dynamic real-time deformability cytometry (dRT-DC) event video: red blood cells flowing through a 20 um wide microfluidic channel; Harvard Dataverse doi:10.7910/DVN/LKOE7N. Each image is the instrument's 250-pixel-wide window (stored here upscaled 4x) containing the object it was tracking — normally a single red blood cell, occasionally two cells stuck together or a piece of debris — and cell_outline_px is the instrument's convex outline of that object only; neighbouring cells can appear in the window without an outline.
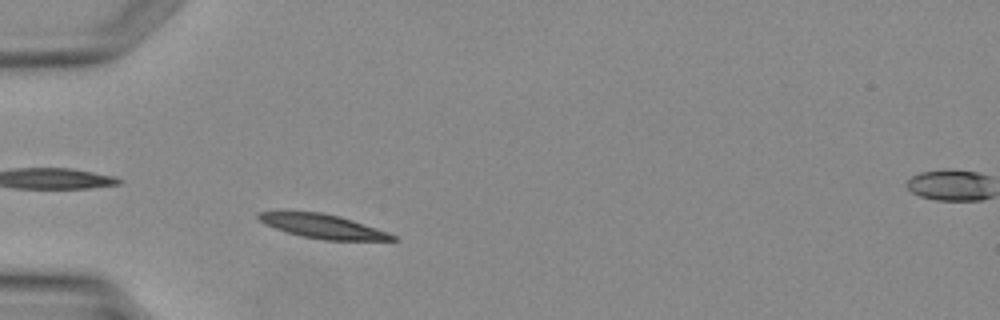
{"species": "Egyptian fruit bat (a non-hibernating species)", "species_latin": "Rousettus aegyptiacus", "temperature_condition": "warm", "stored_images_in_passage": 33, "camera_frame_rate_fps": 3000, "um_per_image_px": 0.085, "animal": {"sex": "female"}, "frame": {"image": 1, "passage_image": 5, "time_ms": 1.333, "image_size_px": [1000, 320], "cell_outline_px": [[396, 240], [324, 240], [300, 236], [264, 224], [256, 216], [260, 212], [320, 212], [340, 216], [388, 232], [396, 236]], "centroid_in_image_um": [27.45, 19.24], "position_along_channel_um": 57.5, "area_um2": 18.44}}
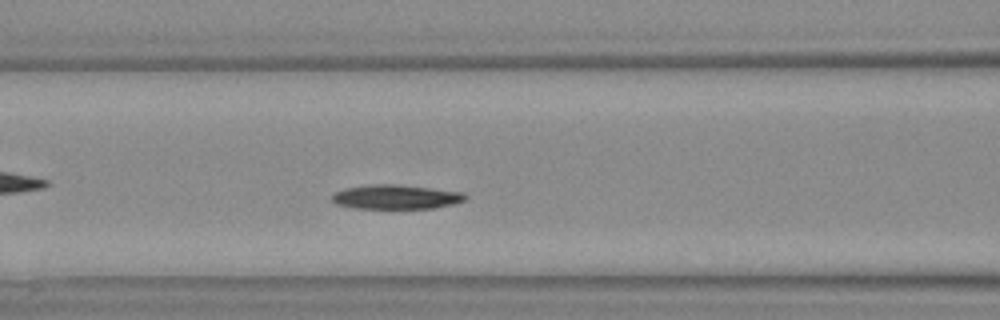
{"frame": {"image": 2, "passage_image": 10, "time_ms": 3.0, "image_size_px": [1000, 320], "cell_outline_px": [[468, 196], [464, 200], [452, 204], [436, 208], [356, 208], [336, 204], [332, 200], [332, 192], [344, 188], [368, 184], [396, 184], [464, 192]], "centroid_in_image_um": [33.63, 16.73], "position_along_channel_um": 133.0, "area_um2": 18.96}}